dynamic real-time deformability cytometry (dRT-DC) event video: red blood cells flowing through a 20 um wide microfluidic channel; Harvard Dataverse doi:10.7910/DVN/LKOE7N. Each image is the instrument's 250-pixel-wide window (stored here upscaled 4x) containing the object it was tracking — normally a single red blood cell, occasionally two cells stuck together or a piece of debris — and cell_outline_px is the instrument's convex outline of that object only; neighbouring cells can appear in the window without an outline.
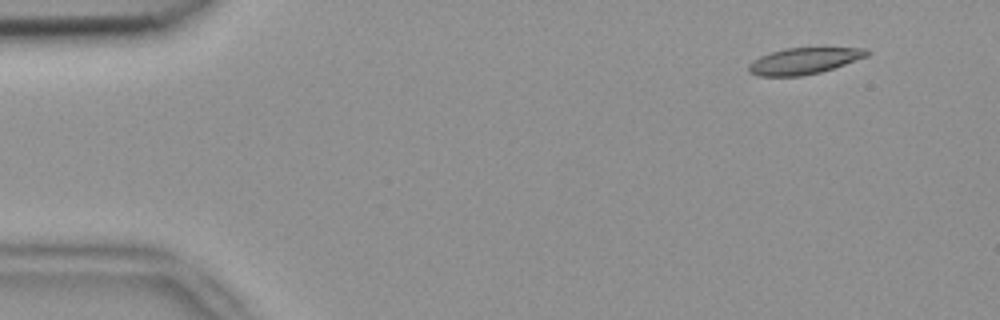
{"species": "common noctule bat (a hibernating species)", "species_latin": "Nyctalus noctula", "temperature_condition": "room temperature", "stored_images_in_passage": 5, "camera_frame_rate_fps": 3000, "um_per_image_px": 0.085, "animal": {"sex": "female", "body_mass_g": 18.4}, "frame": {"image": 1, "passage_image": 2, "time_ms": 0.333, "image_size_px": [1000, 320], "cell_outline_px": [[868, 56], [820, 72], [800, 76], [760, 76], [748, 72], [748, 64], [752, 60], [760, 56], [784, 48], [868, 48]], "centroid_in_image_um": [68.29, 5.18], "position_along_channel_um": 16.7, "area_um2": 17.98}}